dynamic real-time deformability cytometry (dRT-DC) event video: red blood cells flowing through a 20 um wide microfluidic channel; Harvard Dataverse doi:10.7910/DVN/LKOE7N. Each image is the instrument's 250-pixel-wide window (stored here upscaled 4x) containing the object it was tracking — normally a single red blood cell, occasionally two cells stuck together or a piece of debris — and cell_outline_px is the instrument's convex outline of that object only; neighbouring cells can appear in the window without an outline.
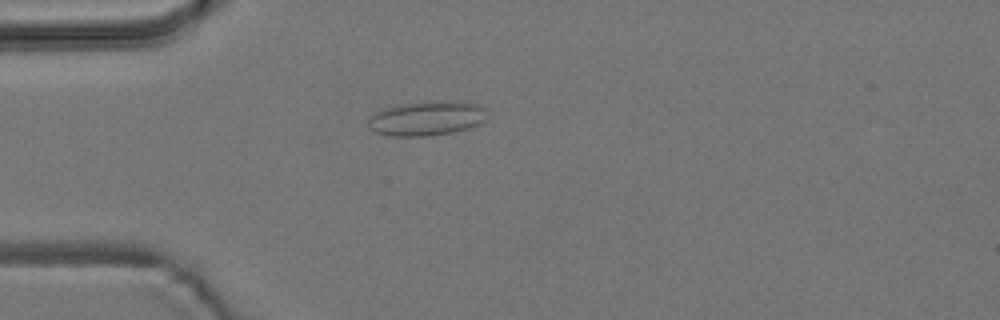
{"species": "common noctule bat (a hibernating species)", "species_latin": "Nyctalus noctula", "temperature_condition": "room temperature", "stored_images_in_passage": 4, "camera_frame_rate_fps": 3000, "um_per_image_px": 0.085, "animal": {"sex": "male", "body_mass_g": 19.2, "forearm_length_mm": 51.8}, "frame": {"image": 1, "passage_image": 4, "time_ms": 4.333, "image_size_px": [1000, 320], "cell_outline_px": [[484, 120], [480, 124], [468, 128], [452, 132], [428, 136], [392, 136], [376, 132], [368, 128], [368, 116], [384, 108], [408, 104], [440, 100], [460, 100], [480, 104], [484, 108]], "centroid_in_image_um": [36.27, 10.05], "position_along_channel_um": 48.7, "area_um2": 23.93}}